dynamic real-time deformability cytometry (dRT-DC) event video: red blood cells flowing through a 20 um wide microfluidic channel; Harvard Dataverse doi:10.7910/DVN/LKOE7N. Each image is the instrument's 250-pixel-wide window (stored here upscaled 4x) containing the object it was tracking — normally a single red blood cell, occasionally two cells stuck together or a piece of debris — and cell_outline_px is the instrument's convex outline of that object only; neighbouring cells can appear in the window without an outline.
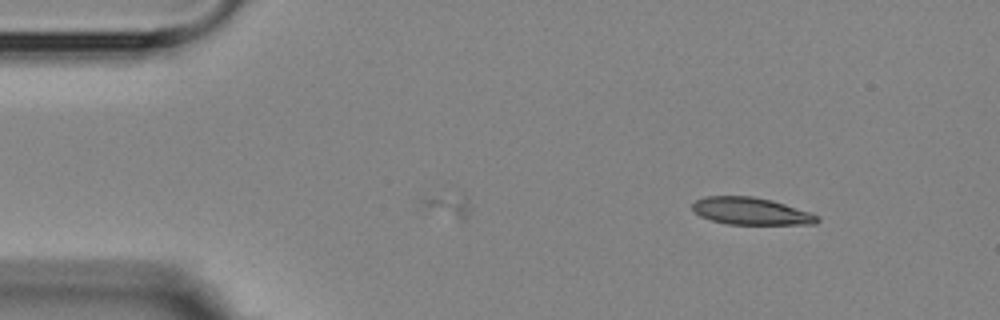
{"species": "Egyptian fruit bat (a non-hibernating species)", "species_latin": "Rousettus aegyptiacus", "temperature_condition": "room temperature", "stored_images_in_passage": 4, "camera_frame_rate_fps": 3000, "um_per_image_px": 0.085, "animal": {"sex": "female"}, "frame": {"image": 1, "passage_image": 4, "time_ms": 3.333, "image_size_px": [1000, 320], "cell_outline_px": [[820, 220], [816, 224], [728, 224], [712, 220], [700, 216], [692, 208], [692, 204], [696, 200], [704, 196], [752, 196], [772, 200], [812, 212], [820, 216]], "centroid_in_image_um": [63.88, 17.94], "position_along_channel_um": 21.1, "area_um2": 19.88}}